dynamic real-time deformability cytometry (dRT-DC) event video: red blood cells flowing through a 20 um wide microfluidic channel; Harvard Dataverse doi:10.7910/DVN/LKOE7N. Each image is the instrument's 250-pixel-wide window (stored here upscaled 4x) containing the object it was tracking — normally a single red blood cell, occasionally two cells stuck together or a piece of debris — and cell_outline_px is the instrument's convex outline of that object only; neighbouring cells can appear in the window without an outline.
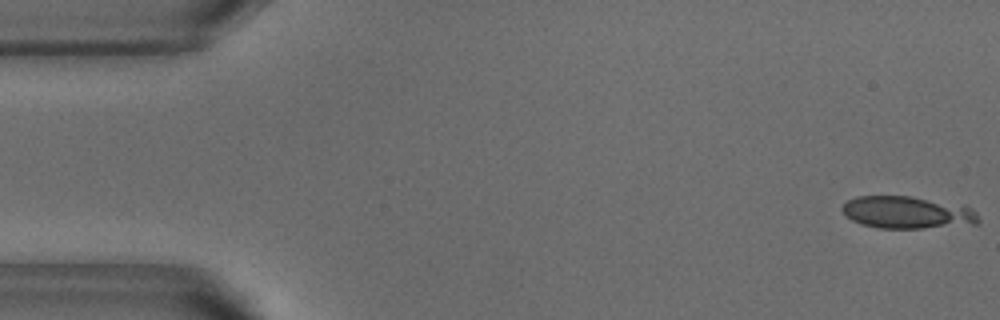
{"species": "common noctule bat (a hibernating species)", "species_latin": "Nyctalus noctula", "temperature_condition": "warm", "stored_images_in_passage": 7, "camera_frame_rate_fps": 3000, "um_per_image_px": 0.085, "animal": {"sex": "male", "body_mass_g": 18.8}, "frame": {"image": 1, "passage_image": 1, "time_ms": 0.0, "image_size_px": [1000, 320], "cell_outline_px": [[980, 224], [924, 228], [880, 228], [864, 224], [852, 220], [840, 208], [848, 200], [856, 196], [908, 196], [964, 204], [972, 208], [976, 212], [980, 220]], "centroid_in_image_um": [77.2, 18.05], "position_along_channel_um": 7.8, "area_um2": 25.84}}